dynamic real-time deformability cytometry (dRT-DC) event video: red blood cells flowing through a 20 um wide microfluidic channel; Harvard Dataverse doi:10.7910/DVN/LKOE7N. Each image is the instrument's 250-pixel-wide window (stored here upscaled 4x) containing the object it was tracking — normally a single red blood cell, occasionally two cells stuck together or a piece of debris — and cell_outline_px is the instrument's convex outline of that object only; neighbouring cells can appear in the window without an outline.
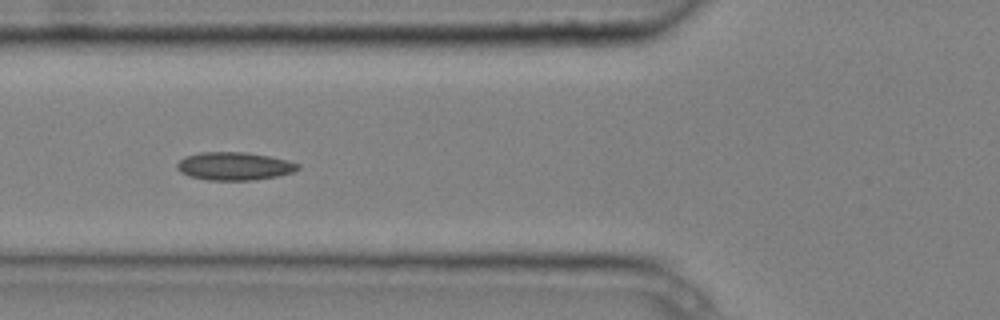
{"species": "common noctule bat (a hibernating species)", "species_latin": "Nyctalus noctula", "temperature_condition": "cold", "stored_images_in_passage": 9, "camera_frame_rate_fps": 3000, "um_per_image_px": 0.085, "animal": {"sex": "male", "body_mass_g": 20.4}, "frame": {"image": 1, "passage_image": 6, "time_ms": 1.667, "image_size_px": [1000, 320], "cell_outline_px": [[300, 168], [292, 172], [276, 176], [252, 180], [208, 180], [188, 176], [180, 172], [176, 168], [176, 164], [184, 156], [200, 152], [244, 152], [268, 156], [288, 160], [300, 164]], "centroid_in_image_um": [19.88, 14.12], "position_along_channel_um": 105.9, "area_um2": 19.77}}
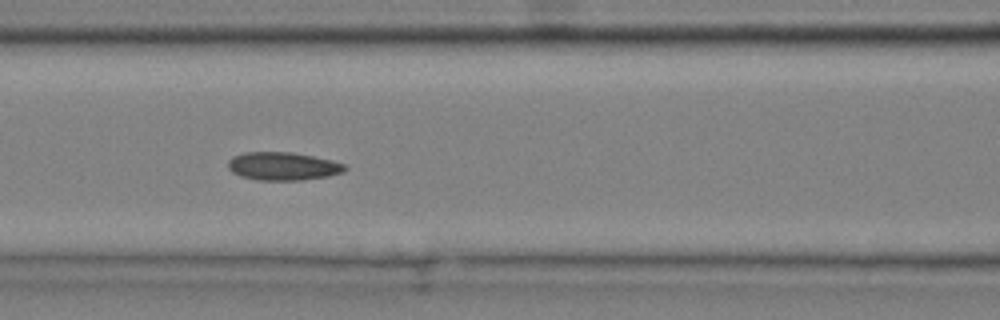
{"frame": {"image": 2, "passage_image": 7, "time_ms": 2.0, "image_size_px": [1000, 320], "cell_outline_px": [[348, 168], [344, 172], [328, 176], [300, 180], [260, 180], [240, 176], [232, 172], [228, 168], [228, 160], [232, 156], [244, 152], [292, 152], [332, 160], [344, 164]], "centroid_in_image_um": [24.04, 14.12], "position_along_channel_um": 142.6, "area_um2": 19.19}}